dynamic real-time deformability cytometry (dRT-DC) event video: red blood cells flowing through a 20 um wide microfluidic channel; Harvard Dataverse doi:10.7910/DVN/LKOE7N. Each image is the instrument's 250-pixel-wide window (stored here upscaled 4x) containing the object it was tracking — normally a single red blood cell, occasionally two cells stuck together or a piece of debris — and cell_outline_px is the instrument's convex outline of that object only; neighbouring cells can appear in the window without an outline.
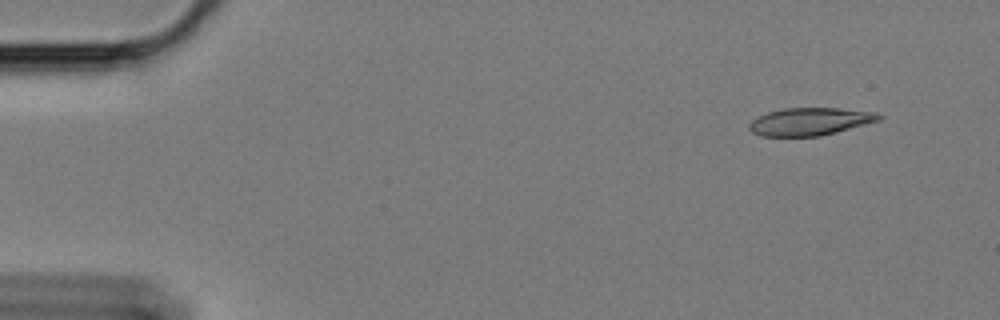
{"species": "Egyptian fruit bat (a non-hibernating species)", "species_latin": "Rousettus aegyptiacus", "temperature_condition": "cold", "stored_images_in_passage": 35, "camera_frame_rate_fps": 3000, "um_per_image_px": 0.085, "animal": {"sex": "female"}, "frame": {"image": 1, "passage_image": 1, "time_ms": 0.0, "image_size_px": [1000, 320], "cell_outline_px": [[884, 116], [880, 120], [836, 132], [820, 136], [760, 136], [752, 132], [748, 128], [748, 124], [752, 120], [768, 112], [784, 108], [836, 108], [876, 112]], "centroid_in_image_um": [68.84, 10.33], "position_along_channel_um": 16.2, "area_um2": 20.81}}
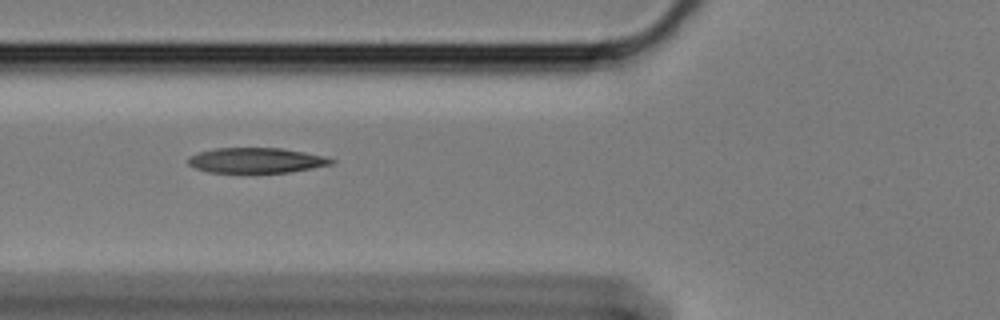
{"frame": {"image": 2, "passage_image": 18, "time_ms": 5.667, "image_size_px": [1000, 320], "cell_outline_px": [[336, 160], [332, 164], [312, 168], [288, 172], [208, 172], [196, 168], [188, 164], [188, 156], [200, 152], [216, 148], [284, 148], [324, 156]], "centroid_in_image_um": [21.78, 13.62], "position_along_channel_um": 104.0, "area_um2": 20.87}}
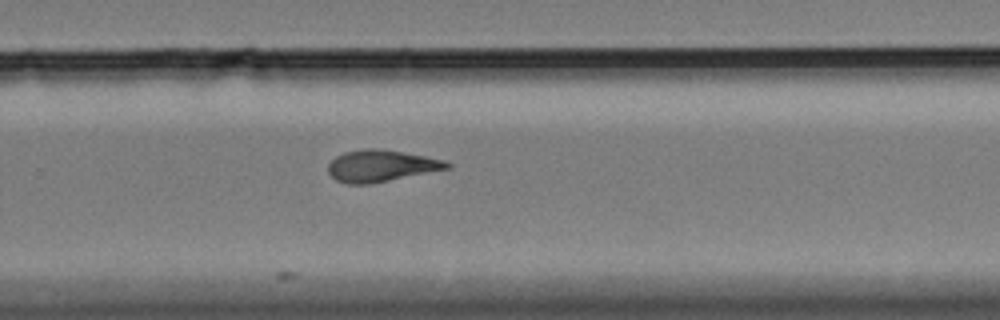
{"frame": {"image": 3, "passage_image": 35, "time_ms": 11.333, "image_size_px": [1000, 320], "cell_outline_px": [[452, 168], [368, 184], [348, 184], [336, 180], [328, 172], [328, 164], [336, 156], [344, 152], [364, 148], [380, 148], [424, 156], [444, 160], [452, 164]], "centroid_in_image_um": [32.39, 14.09], "position_along_channel_um": 297.4, "area_um2": 21.91}}